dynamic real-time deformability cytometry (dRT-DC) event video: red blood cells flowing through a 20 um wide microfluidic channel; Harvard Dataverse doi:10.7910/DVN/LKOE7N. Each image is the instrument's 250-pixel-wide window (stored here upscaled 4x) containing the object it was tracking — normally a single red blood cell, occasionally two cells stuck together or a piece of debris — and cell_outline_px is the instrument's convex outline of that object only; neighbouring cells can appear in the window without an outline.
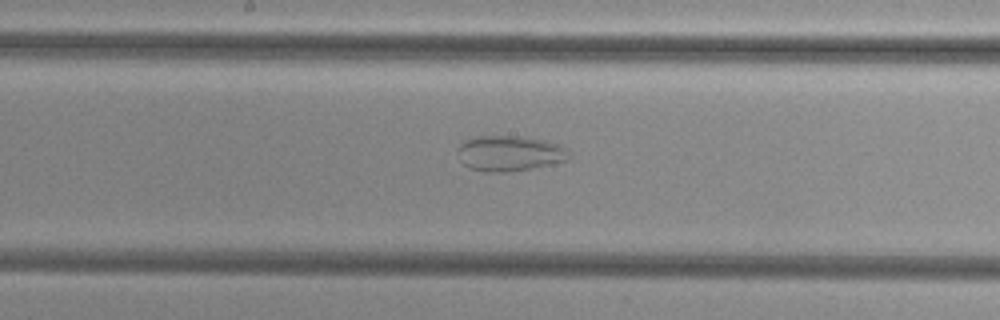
{"species": "common noctule bat (a hibernating species)", "species_latin": "Nyctalus noctula", "temperature_condition": "cold", "stored_images_in_passage": 54, "camera_frame_rate_fps": 3000, "um_per_image_px": 0.085, "animal": {"sex": "female", "body_mass_g": 29.2, "forearm_length_mm": 56.3}, "frame": {"image": 1, "passage_image": 29, "time_ms": 9.333, "image_size_px": [1000, 320], "cell_outline_px": [[572, 156], [568, 160], [552, 164], [532, 168], [508, 172], [484, 172], [468, 168], [460, 160], [460, 144], [464, 140], [476, 136], [520, 136], [544, 140], [568, 148], [572, 152]], "centroid_in_image_um": [43.37, 13.04], "position_along_channel_um": 204.8, "area_um2": 23.18}}
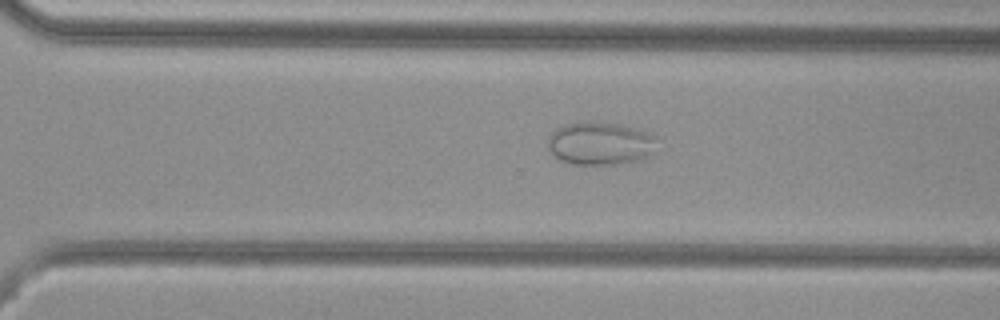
{"frame": {"image": 2, "passage_image": 38, "time_ms": 12.333, "image_size_px": [1000, 320], "cell_outline_px": [[656, 152], [640, 160], [616, 164], [568, 164], [560, 160], [552, 152], [548, 144], [548, 136], [556, 128], [564, 124], [580, 120], [592, 120], [620, 124], [636, 128], [648, 132], [652, 136]], "centroid_in_image_um": [50.99, 12.16], "position_along_channel_um": 319.6, "area_um2": 27.69}}
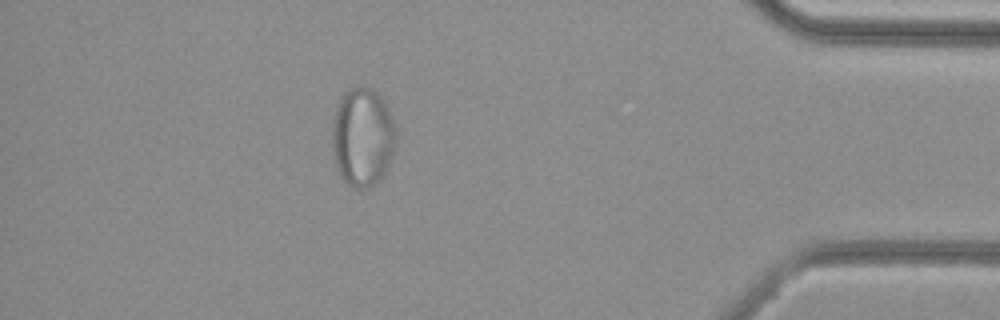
{"frame": {"image": 3, "passage_image": 48, "time_ms": 15.667, "image_size_px": [1000, 320], "cell_outline_px": [[396, 144], [392, 156], [380, 180], [368, 188], [360, 192], [352, 188], [340, 176], [336, 168], [332, 152], [332, 124], [336, 108], [344, 92], [348, 88], [364, 84], [372, 88], [384, 100], [388, 108], [392, 120], [396, 140]], "centroid_in_image_um": [30.79, 11.67], "position_along_channel_um": 404.4, "area_um2": 37.34}}